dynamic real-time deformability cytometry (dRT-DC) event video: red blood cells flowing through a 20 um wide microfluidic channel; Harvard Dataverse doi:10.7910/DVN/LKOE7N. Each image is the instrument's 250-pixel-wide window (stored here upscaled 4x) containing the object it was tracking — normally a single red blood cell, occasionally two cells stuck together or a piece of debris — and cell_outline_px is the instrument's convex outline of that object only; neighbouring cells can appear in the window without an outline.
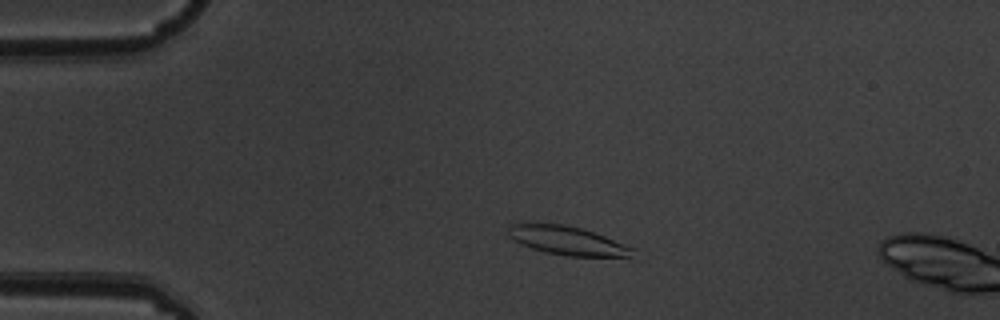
{"species": "common noctule bat (a hibernating species)", "species_latin": "Nyctalus noctula", "temperature_condition": "warm", "stored_images_in_passage": 2, "camera_frame_rate_fps": 3000, "um_per_image_px": 0.085, "animal": {"sex": "male", "body_mass_g": 19.5, "forearm_length_mm": 54.6}, "frame": {"image": 1, "passage_image": 1, "time_ms": 0.0, "image_size_px": [1000, 320], "cell_outline_px": [[636, 260], [632, 260], [568, 256], [544, 252], [520, 244], [508, 236], [508, 224], [564, 224], [580, 228], [604, 236], [636, 248]], "centroid_in_image_um": [48.43, 20.53], "position_along_channel_um": 36.6, "area_um2": 21.73}}